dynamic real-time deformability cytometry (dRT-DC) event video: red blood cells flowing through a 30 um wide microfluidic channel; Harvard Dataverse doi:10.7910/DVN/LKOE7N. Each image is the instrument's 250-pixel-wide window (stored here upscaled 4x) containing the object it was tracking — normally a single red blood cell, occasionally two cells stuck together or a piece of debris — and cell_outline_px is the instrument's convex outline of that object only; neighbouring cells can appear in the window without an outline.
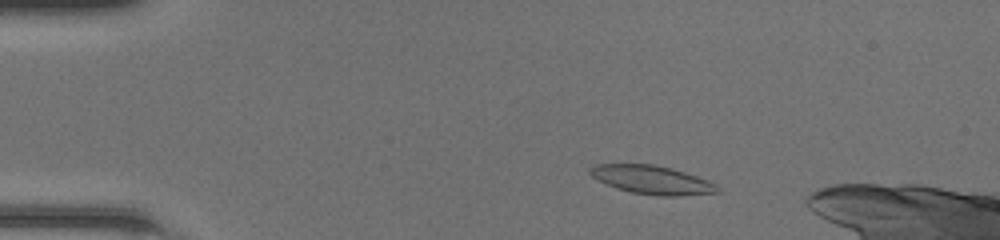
{"species": "common noctule bat (a hibernating species)", "species_latin": "Nyctalus noctula", "temperature_condition": "room temperature", "stored_images_in_passage": 14, "camera_frame_rate_fps": 3000, "um_per_image_px": 0.085, "animal": {"sex": "female", "body_mass_g": 20.0, "forearm_length_mm": 54.0}, "frame": {"image": 1, "passage_image": 7, "time_ms": 2.0, "image_size_px": [1000, 240], "cell_outline_px": [[720, 192], [676, 196], [660, 196], [632, 192], [616, 188], [596, 180], [588, 172], [588, 168], [592, 164], [652, 164], [672, 168], [708, 180], [716, 184], [720, 188]], "centroid_in_image_um": [55.38, 15.28], "position_along_channel_um": 29.6, "area_um2": 21.27}}